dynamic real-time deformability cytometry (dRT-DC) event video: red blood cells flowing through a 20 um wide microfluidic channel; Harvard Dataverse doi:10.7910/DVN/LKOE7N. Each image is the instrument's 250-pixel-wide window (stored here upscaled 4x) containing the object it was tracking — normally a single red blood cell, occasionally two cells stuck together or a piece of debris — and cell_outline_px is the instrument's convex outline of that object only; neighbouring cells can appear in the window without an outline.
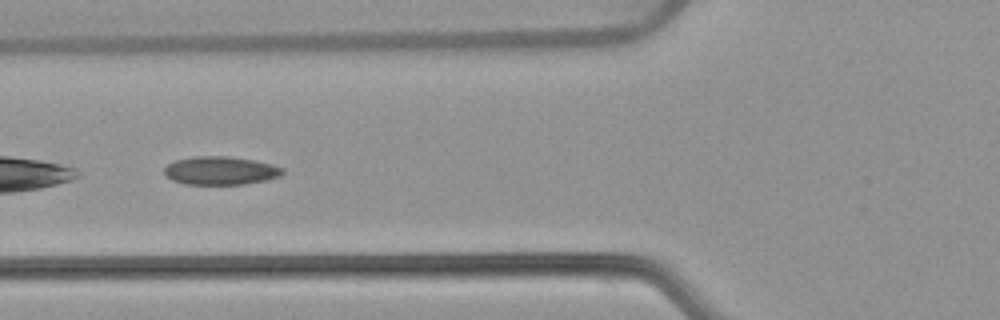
{"species": "common noctule bat (a hibernating species)", "species_latin": "Nyctalus noctula", "temperature_condition": "warm", "stored_images_in_passage": 38, "camera_frame_rate_fps": 3000, "um_per_image_px": 0.085, "animal": {"sex": "female", "body_mass_g": 22.7, "forearm_length_mm": 54.2}, "frame": {"image": 1, "passage_image": 12, "time_ms": 3.667, "image_size_px": [1000, 320], "cell_outline_px": [[284, 172], [280, 176], [264, 180], [244, 184], [184, 184], [172, 180], [164, 176], [164, 168], [168, 164], [176, 160], [192, 156], [228, 156], [256, 160], [272, 164], [284, 168]], "centroid_in_image_um": [18.73, 14.49], "position_along_channel_um": 107.1, "area_um2": 19.65}}
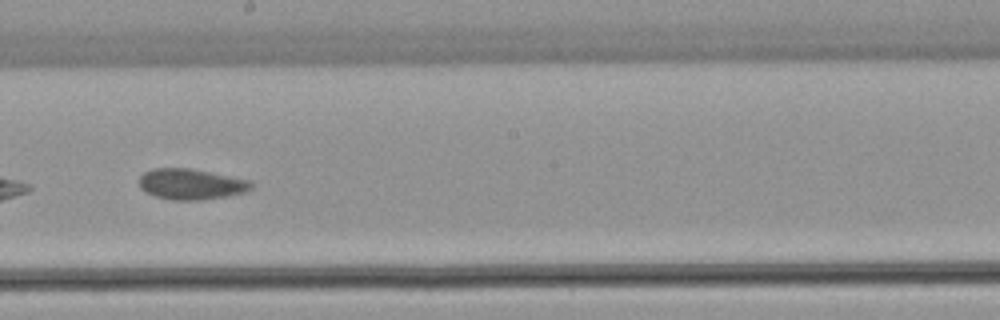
{"frame": {"image": 2, "passage_image": 22, "time_ms": 7.0, "image_size_px": [1000, 320], "cell_outline_px": [[252, 188], [244, 192], [204, 200], [172, 200], [156, 196], [140, 188], [140, 176], [144, 172], [152, 168], [188, 168], [248, 180], [252, 184]], "centroid_in_image_um": [16.2, 15.65], "position_along_channel_um": 232.0, "area_um2": 19.71}}
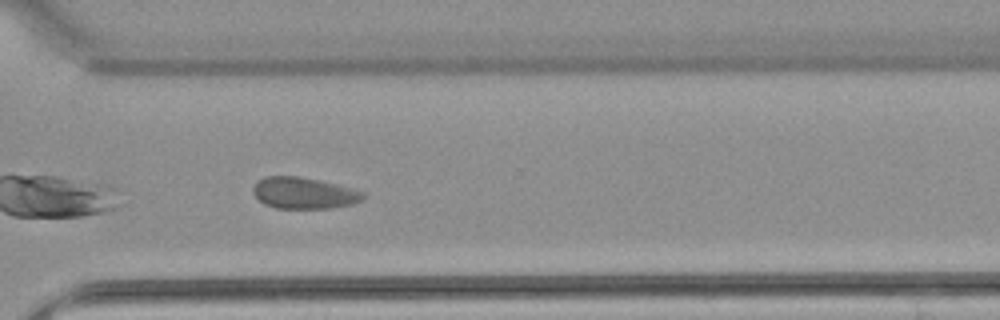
{"frame": {"image": 3, "passage_image": 31, "time_ms": 10.0, "image_size_px": [1000, 320], "cell_outline_px": [[364, 196], [360, 200], [352, 204], [332, 208], [276, 208], [264, 204], [252, 192], [252, 188], [264, 176], [300, 176], [320, 180], [352, 188], [364, 192]], "centroid_in_image_um": [25.82, 16.4], "position_along_channel_um": 344.8, "area_um2": 20.06}, "authors_computed_cell_mechanics": {"area_um2": 19.9988, "velocity_mm_per_s": 3.7555, "shape_relaxation_time_tau1_ms": 10.8704, "shape_relaxation_time_tau2_ms": 2.869, "deformation_change_tau1": 0.131, "deformation_change_tau2": 0.0598}}